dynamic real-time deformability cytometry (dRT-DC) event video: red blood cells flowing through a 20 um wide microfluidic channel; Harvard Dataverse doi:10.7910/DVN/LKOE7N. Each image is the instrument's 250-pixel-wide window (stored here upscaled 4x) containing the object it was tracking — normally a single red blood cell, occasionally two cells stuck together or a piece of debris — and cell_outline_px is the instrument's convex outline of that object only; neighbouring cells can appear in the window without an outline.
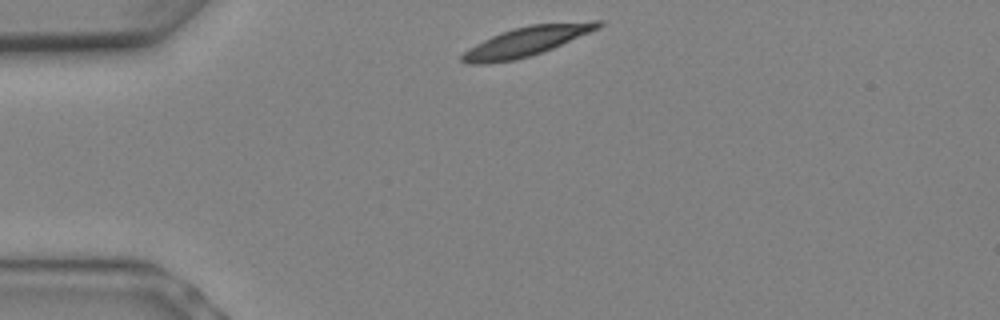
{"species": "Egyptian fruit bat (a non-hibernating species)", "species_latin": "Rousettus aegyptiacus", "temperature_condition": "warm", "stored_images_in_passage": 4, "camera_frame_rate_fps": 3000, "um_per_image_px": 0.085, "animal": {"sex": "female"}, "frame": {"image": 1, "passage_image": 1, "time_ms": 0.0, "image_size_px": [1000, 320], "cell_outline_px": [[604, 24], [600, 28], [552, 48], [516, 60], [488, 64], [468, 64], [460, 60], [460, 56], [468, 48], [492, 36], [512, 28], [532, 24], [592, 20], [604, 20]], "centroid_in_image_um": [44.77, 3.5], "position_along_channel_um": 40.2, "area_um2": 23.41}}
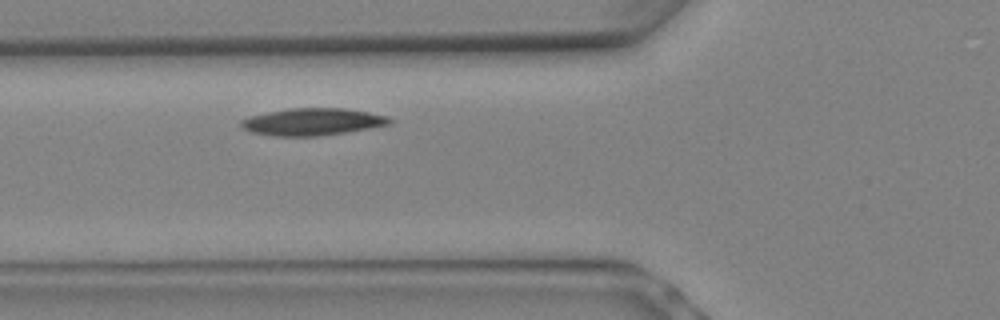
{"frame": {"image": 2, "passage_image": 4, "time_ms": 1.0, "image_size_px": [1000, 320], "cell_outline_px": [[392, 124], [344, 132], [316, 136], [276, 136], [252, 132], [244, 128], [240, 124], [240, 120], [248, 116], [268, 112], [292, 108], [344, 108], [368, 112], [384, 116], [392, 120]], "centroid_in_image_um": [26.53, 10.35], "position_along_channel_um": 99.3, "area_um2": 23.18}}